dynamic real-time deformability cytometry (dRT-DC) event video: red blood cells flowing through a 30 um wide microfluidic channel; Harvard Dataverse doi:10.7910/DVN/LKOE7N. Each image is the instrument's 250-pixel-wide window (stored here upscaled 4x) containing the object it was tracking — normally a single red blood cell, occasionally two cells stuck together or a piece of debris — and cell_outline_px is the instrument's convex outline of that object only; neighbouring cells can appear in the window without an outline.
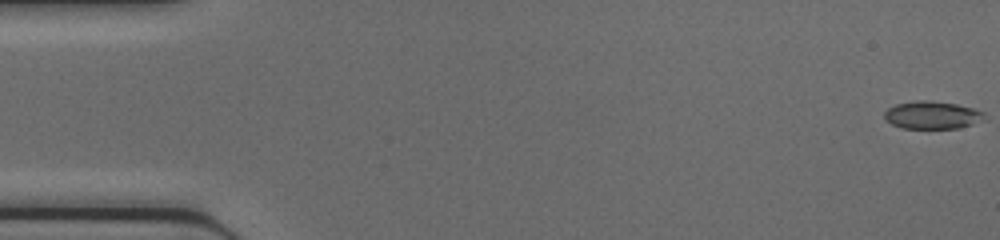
{"species": "common noctule bat (a hibernating species)", "species_latin": "Nyctalus noctula", "temperature_condition": "cold", "stored_images_in_passage": 46, "camera_frame_rate_fps": 3000, "um_per_image_px": 0.085, "animal": {"sex": "female", "body_mass_g": 17.0, "forearm_length_mm": 48.0}, "frame": {"image": 1, "passage_image": 1, "time_ms": 0.0, "image_size_px": [1000, 240], "cell_outline_px": [[980, 112], [968, 124], [956, 128], [904, 128], [892, 124], [884, 116], [884, 112], [888, 108], [896, 104], [956, 104]], "centroid_in_image_um": [79.03, 9.84], "position_along_channel_um": 6.0, "area_um2": 13.99}}
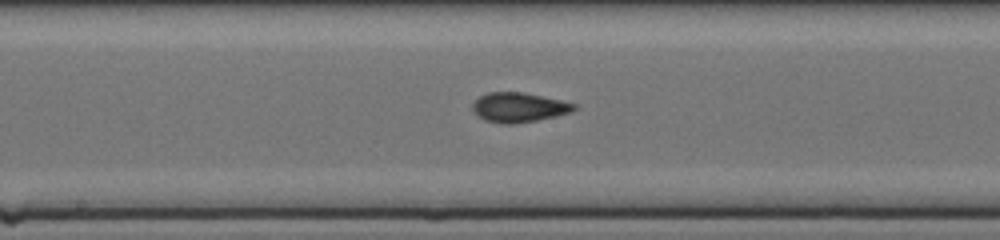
{"frame": {"image": 2, "passage_image": 24, "time_ms": 7.667, "image_size_px": [1000, 240], "cell_outline_px": [[576, 108], [568, 112], [536, 120], [488, 120], [480, 116], [472, 108], [472, 104], [480, 96], [492, 92], [520, 92], [540, 96], [576, 104]], "centroid_in_image_um": [44.1, 9.06], "position_along_channel_um": 204.1, "area_um2": 15.95}}
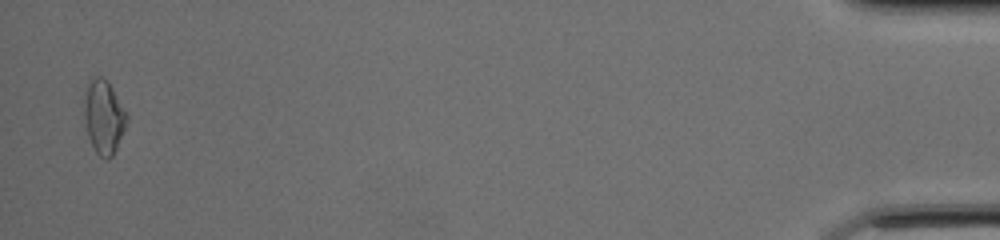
{"frame": {"image": 3, "passage_image": 45, "time_ms": 14.667, "image_size_px": [1000, 240], "cell_outline_px": [[128, 116], [124, 128], [112, 156], [100, 156], [96, 152], [92, 144], [88, 132], [84, 112], [88, 88], [92, 80], [96, 76], [100, 76], [108, 84]], "centroid_in_image_um": [8.83, 9.96], "position_along_channel_um": 426.4, "area_um2": 16.76}}